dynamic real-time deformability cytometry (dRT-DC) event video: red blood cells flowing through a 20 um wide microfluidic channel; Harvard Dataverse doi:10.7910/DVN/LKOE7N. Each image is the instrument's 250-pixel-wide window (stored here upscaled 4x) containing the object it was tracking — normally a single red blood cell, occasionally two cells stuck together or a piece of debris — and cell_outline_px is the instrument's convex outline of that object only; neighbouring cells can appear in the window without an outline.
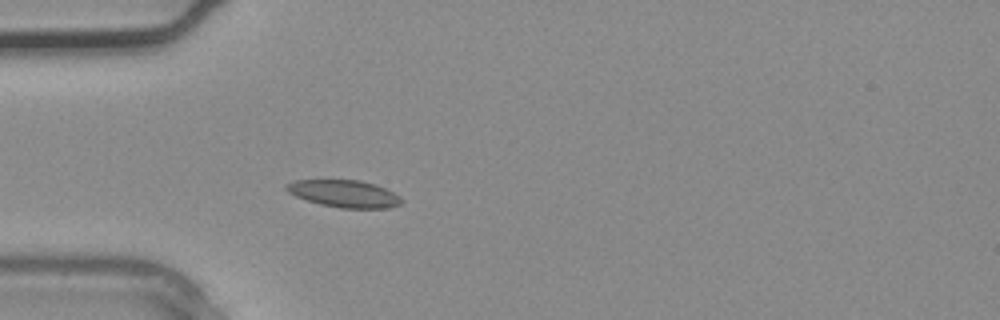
{"species": "common noctule bat (a hibernating species)", "species_latin": "Nyctalus noctula", "temperature_condition": "warm", "stored_images_in_passage": 3, "camera_frame_rate_fps": 3000, "um_per_image_px": 0.085, "animal": {"sex": "male", "body_mass_g": 20.4}, "frame": {"image": 1, "passage_image": 3, "time_ms": 0.667, "image_size_px": [1000, 320], "cell_outline_px": [[404, 200], [400, 204], [388, 208], [340, 208], [320, 204], [296, 196], [288, 192], [284, 188], [284, 184], [292, 180], [360, 180], [376, 184], [400, 196]], "centroid_in_image_um": [29.24, 16.45], "position_along_channel_um": 55.8, "area_um2": 18.32}}